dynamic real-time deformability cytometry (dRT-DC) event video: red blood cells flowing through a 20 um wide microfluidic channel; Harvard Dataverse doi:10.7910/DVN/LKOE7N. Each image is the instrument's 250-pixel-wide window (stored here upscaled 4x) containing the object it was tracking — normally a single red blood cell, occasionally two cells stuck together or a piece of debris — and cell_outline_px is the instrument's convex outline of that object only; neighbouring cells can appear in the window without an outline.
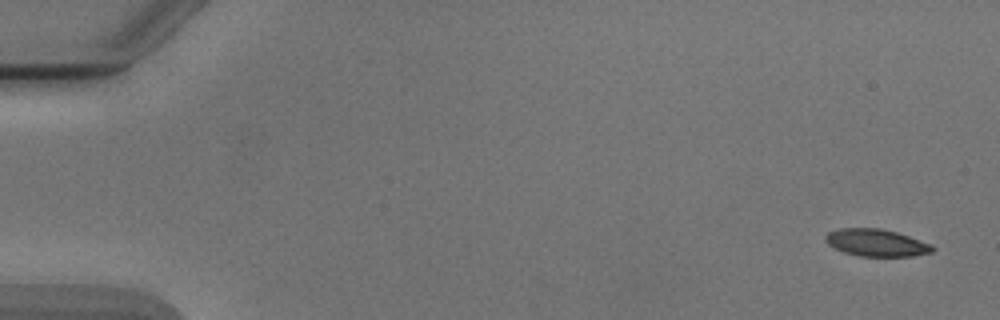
{"species": "Egyptian fruit bat (a non-hibernating species)", "species_latin": "Rousettus aegyptiacus", "temperature_condition": "cold", "stored_images_in_passage": 5, "camera_frame_rate_fps": 3000, "um_per_image_px": 0.085, "animal": {"sex": "male"}, "frame": {"image": 1, "passage_image": 1, "time_ms": 0.0, "image_size_px": [1000, 320], "cell_outline_px": [[936, 248], [932, 252], [912, 256], [860, 256], [844, 252], [828, 244], [824, 240], [824, 236], [828, 232], [840, 228], [880, 228], [896, 232], [932, 244]], "centroid_in_image_um": [74.49, 20.63], "position_along_channel_um": 10.5, "area_um2": 16.94}}
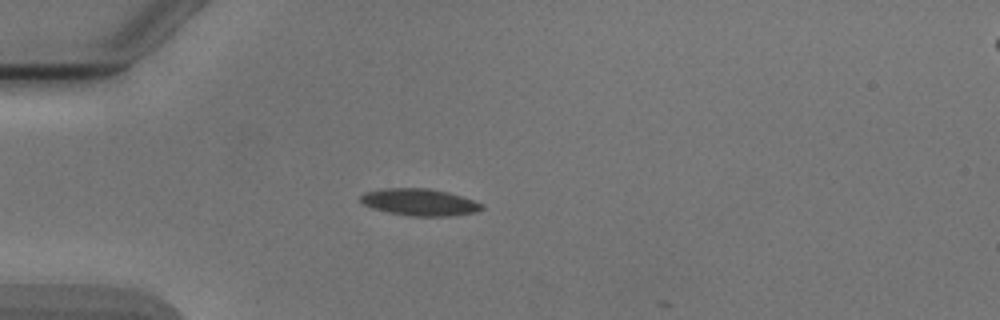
{"frame": {"image": 2, "passage_image": 4, "time_ms": 4.333, "image_size_px": [1000, 320], "cell_outline_px": [[484, 208], [476, 212], [452, 216], [408, 216], [388, 212], [372, 208], [364, 204], [360, 200], [360, 196], [364, 192], [384, 188], [428, 188], [448, 192], [484, 204]], "centroid_in_image_um": [35.66, 17.19], "position_along_channel_um": 49.3, "area_um2": 19.07}}